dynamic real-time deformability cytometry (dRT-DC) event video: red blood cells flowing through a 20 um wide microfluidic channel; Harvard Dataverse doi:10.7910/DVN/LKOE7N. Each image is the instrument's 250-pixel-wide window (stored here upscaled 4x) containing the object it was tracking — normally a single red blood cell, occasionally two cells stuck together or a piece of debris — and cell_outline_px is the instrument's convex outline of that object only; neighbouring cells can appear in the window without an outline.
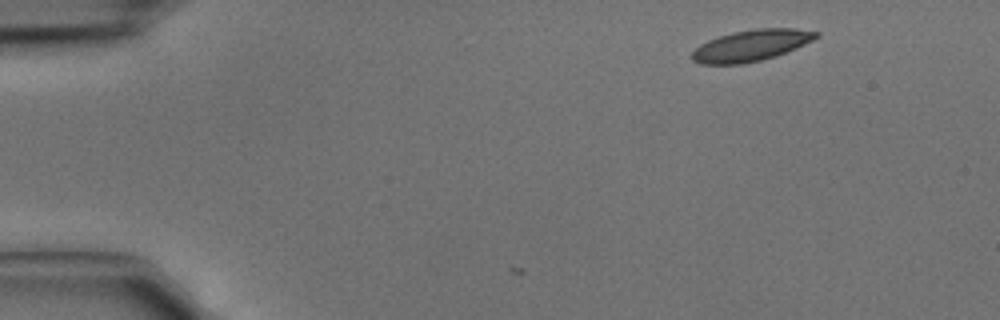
{"species": "common noctule bat (a hibernating species)", "species_latin": "Nyctalus noctula", "temperature_condition": "cold", "stored_images_in_passage": 4, "segment_of_instrument_passage": [1, 2], "camera_frame_rate_fps": 3000, "um_per_image_px": 0.085, "animal": {"sex": "male", "body_mass_g": 15.6}, "frame": {"image": 1, "passage_image": 1, "time_ms": 0.0, "image_size_px": [1000, 320], "cell_outline_px": [[820, 36], [796, 48], [776, 56], [744, 64], [700, 64], [692, 60], [692, 52], [700, 44], [708, 40], [732, 32], [756, 28], [796, 28], [820, 32]], "centroid_in_image_um": [63.86, 3.86], "position_along_channel_um": 21.1, "area_um2": 22.66}}
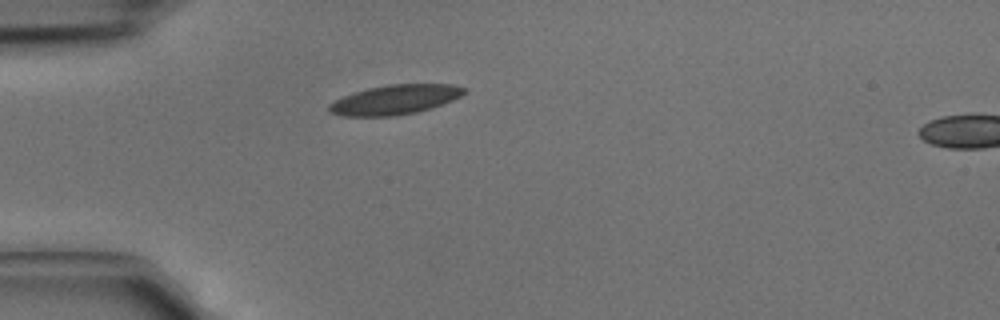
{"frame": {"image": 2, "passage_image": 3, "time_ms": 0.667, "image_size_px": [1000, 320], "cell_outline_px": [[468, 92], [452, 100], [432, 108], [416, 112], [392, 116], [344, 116], [328, 112], [328, 104], [344, 96], [368, 88], [388, 84], [452, 84], [468, 88]], "centroid_in_image_um": [33.61, 8.46], "position_along_channel_um": 51.4, "area_um2": 23.29}}